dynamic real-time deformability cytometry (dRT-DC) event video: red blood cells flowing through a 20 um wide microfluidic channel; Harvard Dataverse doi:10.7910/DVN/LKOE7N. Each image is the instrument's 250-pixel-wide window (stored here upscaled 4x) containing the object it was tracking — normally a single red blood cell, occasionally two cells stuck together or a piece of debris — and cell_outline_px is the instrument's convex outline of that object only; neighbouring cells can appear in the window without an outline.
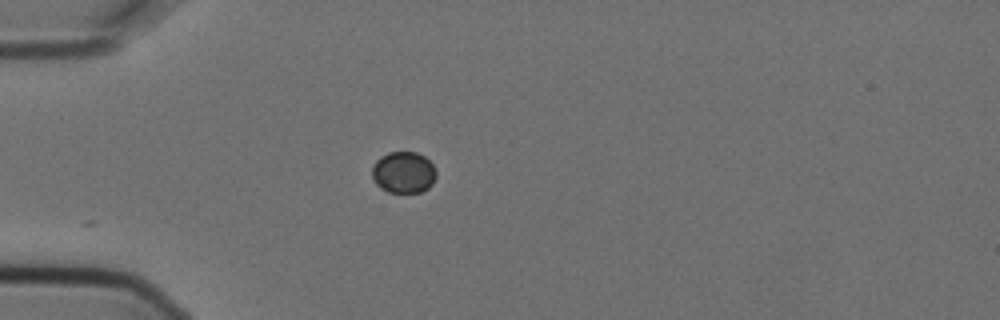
{"species": "Egyptian fruit bat (a non-hibernating species)", "species_latin": "Rousettus aegyptiacus", "temperature_condition": "cold", "stored_images_in_passage": 4, "camera_frame_rate_fps": 3000, "um_per_image_px": 0.085, "animal": {"sex": "female"}, "frame": {"image": 1, "passage_image": 4, "time_ms": 1.0, "image_size_px": [1000, 320], "cell_outline_px": [[436, 176], [432, 184], [428, 188], [420, 192], [388, 192], [380, 188], [376, 184], [372, 176], [372, 168], [376, 160], [380, 156], [388, 152], [416, 152], [424, 156], [432, 164], [436, 172]], "centroid_in_image_um": [34.29, 14.65], "position_along_channel_um": 50.7, "area_um2": 15.55}}